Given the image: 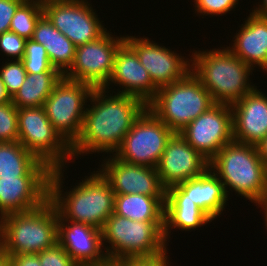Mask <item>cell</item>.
Instances as JSON below:
<instances>
[{"instance_id": "6da1fadb", "label": "cell", "mask_w": 267, "mask_h": 266, "mask_svg": "<svg viewBox=\"0 0 267 266\" xmlns=\"http://www.w3.org/2000/svg\"><path fill=\"white\" fill-rule=\"evenodd\" d=\"M109 92L104 88L93 89L88 99L92 106L86 108L81 134L71 146L73 159L96 152L114 154L147 108L137 97Z\"/></svg>"}, {"instance_id": "7a4b0ae2", "label": "cell", "mask_w": 267, "mask_h": 266, "mask_svg": "<svg viewBox=\"0 0 267 266\" xmlns=\"http://www.w3.org/2000/svg\"><path fill=\"white\" fill-rule=\"evenodd\" d=\"M62 170L65 171L63 168L52 169L49 179L48 200L56 208L58 218L102 230L107 218L114 213L115 193L109 183L98 171H93L70 191L64 192Z\"/></svg>"}, {"instance_id": "3957f363", "label": "cell", "mask_w": 267, "mask_h": 266, "mask_svg": "<svg viewBox=\"0 0 267 266\" xmlns=\"http://www.w3.org/2000/svg\"><path fill=\"white\" fill-rule=\"evenodd\" d=\"M221 48L194 50L190 56L191 72L215 103L231 106L257 87L249 81L255 69L234 55L228 47Z\"/></svg>"}, {"instance_id": "277c9868", "label": "cell", "mask_w": 267, "mask_h": 266, "mask_svg": "<svg viewBox=\"0 0 267 266\" xmlns=\"http://www.w3.org/2000/svg\"><path fill=\"white\" fill-rule=\"evenodd\" d=\"M209 168L224 184L228 197L231 190L256 204L267 191V166L256 145L232 140L209 161Z\"/></svg>"}, {"instance_id": "5b68a950", "label": "cell", "mask_w": 267, "mask_h": 266, "mask_svg": "<svg viewBox=\"0 0 267 266\" xmlns=\"http://www.w3.org/2000/svg\"><path fill=\"white\" fill-rule=\"evenodd\" d=\"M102 239L111 263L168 254L164 238V221H134L113 213L104 224Z\"/></svg>"}, {"instance_id": "8992f818", "label": "cell", "mask_w": 267, "mask_h": 266, "mask_svg": "<svg viewBox=\"0 0 267 266\" xmlns=\"http://www.w3.org/2000/svg\"><path fill=\"white\" fill-rule=\"evenodd\" d=\"M2 253L38 254L58 242V213L48 200L41 207L0 218Z\"/></svg>"}, {"instance_id": "52a82bcc", "label": "cell", "mask_w": 267, "mask_h": 266, "mask_svg": "<svg viewBox=\"0 0 267 266\" xmlns=\"http://www.w3.org/2000/svg\"><path fill=\"white\" fill-rule=\"evenodd\" d=\"M216 103L190 71L183 79L157 90L147 107L174 133H179Z\"/></svg>"}, {"instance_id": "ba28073f", "label": "cell", "mask_w": 267, "mask_h": 266, "mask_svg": "<svg viewBox=\"0 0 267 266\" xmlns=\"http://www.w3.org/2000/svg\"><path fill=\"white\" fill-rule=\"evenodd\" d=\"M94 87L64 76L44 102L43 108L50 123L71 147L79 138L83 126L87 99Z\"/></svg>"}, {"instance_id": "9c48e42d", "label": "cell", "mask_w": 267, "mask_h": 266, "mask_svg": "<svg viewBox=\"0 0 267 266\" xmlns=\"http://www.w3.org/2000/svg\"><path fill=\"white\" fill-rule=\"evenodd\" d=\"M19 140L51 169L64 168L73 160L71 147L55 131L43 107L18 109Z\"/></svg>"}, {"instance_id": "30bf717a", "label": "cell", "mask_w": 267, "mask_h": 266, "mask_svg": "<svg viewBox=\"0 0 267 266\" xmlns=\"http://www.w3.org/2000/svg\"><path fill=\"white\" fill-rule=\"evenodd\" d=\"M175 133L148 107L133 123L114 155L129 164L157 167Z\"/></svg>"}, {"instance_id": "8fae6325", "label": "cell", "mask_w": 267, "mask_h": 266, "mask_svg": "<svg viewBox=\"0 0 267 266\" xmlns=\"http://www.w3.org/2000/svg\"><path fill=\"white\" fill-rule=\"evenodd\" d=\"M106 31L100 38L76 46L73 65L64 74L70 80L87 83L94 88H103L109 81L118 48L125 37Z\"/></svg>"}, {"instance_id": "7c38bea8", "label": "cell", "mask_w": 267, "mask_h": 266, "mask_svg": "<svg viewBox=\"0 0 267 266\" xmlns=\"http://www.w3.org/2000/svg\"><path fill=\"white\" fill-rule=\"evenodd\" d=\"M87 0H43V12L75 46L100 38L106 31Z\"/></svg>"}, {"instance_id": "4fadbf2b", "label": "cell", "mask_w": 267, "mask_h": 266, "mask_svg": "<svg viewBox=\"0 0 267 266\" xmlns=\"http://www.w3.org/2000/svg\"><path fill=\"white\" fill-rule=\"evenodd\" d=\"M179 134L208 161L233 140L232 109L216 103L183 128Z\"/></svg>"}, {"instance_id": "5bb4252c", "label": "cell", "mask_w": 267, "mask_h": 266, "mask_svg": "<svg viewBox=\"0 0 267 266\" xmlns=\"http://www.w3.org/2000/svg\"><path fill=\"white\" fill-rule=\"evenodd\" d=\"M125 42L136 52L158 89L183 79L191 71V59L149 38L127 35Z\"/></svg>"}, {"instance_id": "9a60e30c", "label": "cell", "mask_w": 267, "mask_h": 266, "mask_svg": "<svg viewBox=\"0 0 267 266\" xmlns=\"http://www.w3.org/2000/svg\"><path fill=\"white\" fill-rule=\"evenodd\" d=\"M106 158L98 172L109 183L115 194L166 196V188L160 181L156 167L129 164L114 154L107 155Z\"/></svg>"}, {"instance_id": "2e32d148", "label": "cell", "mask_w": 267, "mask_h": 266, "mask_svg": "<svg viewBox=\"0 0 267 266\" xmlns=\"http://www.w3.org/2000/svg\"><path fill=\"white\" fill-rule=\"evenodd\" d=\"M156 168L162 185L167 189L203 174L209 168V161L179 133H175Z\"/></svg>"}, {"instance_id": "e0dca14e", "label": "cell", "mask_w": 267, "mask_h": 266, "mask_svg": "<svg viewBox=\"0 0 267 266\" xmlns=\"http://www.w3.org/2000/svg\"><path fill=\"white\" fill-rule=\"evenodd\" d=\"M58 243L79 266H110L103 249L102 230L58 218Z\"/></svg>"}, {"instance_id": "ac0fdd59", "label": "cell", "mask_w": 267, "mask_h": 266, "mask_svg": "<svg viewBox=\"0 0 267 266\" xmlns=\"http://www.w3.org/2000/svg\"><path fill=\"white\" fill-rule=\"evenodd\" d=\"M228 199L224 184L208 168L198 177L167 188L165 201H193L212 220H215L225 210Z\"/></svg>"}, {"instance_id": "d6986e66", "label": "cell", "mask_w": 267, "mask_h": 266, "mask_svg": "<svg viewBox=\"0 0 267 266\" xmlns=\"http://www.w3.org/2000/svg\"><path fill=\"white\" fill-rule=\"evenodd\" d=\"M113 84L122 88L117 89V93L137 97L146 105L154 99L158 90L138 55L126 42L118 48L112 75L103 88L112 89L109 86Z\"/></svg>"}, {"instance_id": "ffe728a7", "label": "cell", "mask_w": 267, "mask_h": 266, "mask_svg": "<svg viewBox=\"0 0 267 266\" xmlns=\"http://www.w3.org/2000/svg\"><path fill=\"white\" fill-rule=\"evenodd\" d=\"M50 177H0V218L41 207L49 198Z\"/></svg>"}, {"instance_id": "44dd1931", "label": "cell", "mask_w": 267, "mask_h": 266, "mask_svg": "<svg viewBox=\"0 0 267 266\" xmlns=\"http://www.w3.org/2000/svg\"><path fill=\"white\" fill-rule=\"evenodd\" d=\"M257 87L231 105L233 140L257 145L267 136V95Z\"/></svg>"}, {"instance_id": "7402d4cb", "label": "cell", "mask_w": 267, "mask_h": 266, "mask_svg": "<svg viewBox=\"0 0 267 266\" xmlns=\"http://www.w3.org/2000/svg\"><path fill=\"white\" fill-rule=\"evenodd\" d=\"M228 49L254 69L267 65V19L250 12ZM231 47V48H230Z\"/></svg>"}, {"instance_id": "603a6c76", "label": "cell", "mask_w": 267, "mask_h": 266, "mask_svg": "<svg viewBox=\"0 0 267 266\" xmlns=\"http://www.w3.org/2000/svg\"><path fill=\"white\" fill-rule=\"evenodd\" d=\"M52 169L19 142H0V177H50Z\"/></svg>"}, {"instance_id": "cb8c5ba5", "label": "cell", "mask_w": 267, "mask_h": 266, "mask_svg": "<svg viewBox=\"0 0 267 266\" xmlns=\"http://www.w3.org/2000/svg\"><path fill=\"white\" fill-rule=\"evenodd\" d=\"M32 39L45 47L51 65L63 75L73 65L76 46L45 15L38 20Z\"/></svg>"}, {"instance_id": "d4e9b609", "label": "cell", "mask_w": 267, "mask_h": 266, "mask_svg": "<svg viewBox=\"0 0 267 266\" xmlns=\"http://www.w3.org/2000/svg\"><path fill=\"white\" fill-rule=\"evenodd\" d=\"M166 196L115 194L114 213L134 221H164Z\"/></svg>"}, {"instance_id": "484cf974", "label": "cell", "mask_w": 267, "mask_h": 266, "mask_svg": "<svg viewBox=\"0 0 267 266\" xmlns=\"http://www.w3.org/2000/svg\"><path fill=\"white\" fill-rule=\"evenodd\" d=\"M212 221L193 201H165L164 238L167 244L172 229L192 231Z\"/></svg>"}, {"instance_id": "4316f807", "label": "cell", "mask_w": 267, "mask_h": 266, "mask_svg": "<svg viewBox=\"0 0 267 266\" xmlns=\"http://www.w3.org/2000/svg\"><path fill=\"white\" fill-rule=\"evenodd\" d=\"M64 75L61 72L27 73L20 89L11 98L18 108L43 107L56 84Z\"/></svg>"}, {"instance_id": "83f0119b", "label": "cell", "mask_w": 267, "mask_h": 266, "mask_svg": "<svg viewBox=\"0 0 267 266\" xmlns=\"http://www.w3.org/2000/svg\"><path fill=\"white\" fill-rule=\"evenodd\" d=\"M43 15V0H25L12 17L9 31L26 40L32 39L36 24Z\"/></svg>"}, {"instance_id": "f1b7e54d", "label": "cell", "mask_w": 267, "mask_h": 266, "mask_svg": "<svg viewBox=\"0 0 267 266\" xmlns=\"http://www.w3.org/2000/svg\"><path fill=\"white\" fill-rule=\"evenodd\" d=\"M21 60L29 74L60 72L51 65L45 47L33 39L26 40L25 54Z\"/></svg>"}, {"instance_id": "f546056e", "label": "cell", "mask_w": 267, "mask_h": 266, "mask_svg": "<svg viewBox=\"0 0 267 266\" xmlns=\"http://www.w3.org/2000/svg\"><path fill=\"white\" fill-rule=\"evenodd\" d=\"M7 60L9 62L3 63L0 68V76L12 98L25 81L27 72L22 60H10L9 58Z\"/></svg>"}, {"instance_id": "4dcf8cb0", "label": "cell", "mask_w": 267, "mask_h": 266, "mask_svg": "<svg viewBox=\"0 0 267 266\" xmlns=\"http://www.w3.org/2000/svg\"><path fill=\"white\" fill-rule=\"evenodd\" d=\"M18 108L12 103L0 104V142H18Z\"/></svg>"}, {"instance_id": "1f68e13d", "label": "cell", "mask_w": 267, "mask_h": 266, "mask_svg": "<svg viewBox=\"0 0 267 266\" xmlns=\"http://www.w3.org/2000/svg\"><path fill=\"white\" fill-rule=\"evenodd\" d=\"M194 10L199 16H222L232 11L239 0H194Z\"/></svg>"}, {"instance_id": "d6a6232c", "label": "cell", "mask_w": 267, "mask_h": 266, "mask_svg": "<svg viewBox=\"0 0 267 266\" xmlns=\"http://www.w3.org/2000/svg\"><path fill=\"white\" fill-rule=\"evenodd\" d=\"M37 255L41 266H79L58 242Z\"/></svg>"}, {"instance_id": "836d02e7", "label": "cell", "mask_w": 267, "mask_h": 266, "mask_svg": "<svg viewBox=\"0 0 267 266\" xmlns=\"http://www.w3.org/2000/svg\"><path fill=\"white\" fill-rule=\"evenodd\" d=\"M26 39L14 32L7 31L0 35V51L12 60H21L25 54Z\"/></svg>"}, {"instance_id": "e575fe53", "label": "cell", "mask_w": 267, "mask_h": 266, "mask_svg": "<svg viewBox=\"0 0 267 266\" xmlns=\"http://www.w3.org/2000/svg\"><path fill=\"white\" fill-rule=\"evenodd\" d=\"M25 0H0V35L10 30L12 17Z\"/></svg>"}, {"instance_id": "d590c367", "label": "cell", "mask_w": 267, "mask_h": 266, "mask_svg": "<svg viewBox=\"0 0 267 266\" xmlns=\"http://www.w3.org/2000/svg\"><path fill=\"white\" fill-rule=\"evenodd\" d=\"M168 255L148 259H126L110 263V266H171Z\"/></svg>"}, {"instance_id": "8d00e7d4", "label": "cell", "mask_w": 267, "mask_h": 266, "mask_svg": "<svg viewBox=\"0 0 267 266\" xmlns=\"http://www.w3.org/2000/svg\"><path fill=\"white\" fill-rule=\"evenodd\" d=\"M12 266H41L37 254H18L10 256Z\"/></svg>"}, {"instance_id": "74e56055", "label": "cell", "mask_w": 267, "mask_h": 266, "mask_svg": "<svg viewBox=\"0 0 267 266\" xmlns=\"http://www.w3.org/2000/svg\"><path fill=\"white\" fill-rule=\"evenodd\" d=\"M256 146H257L260 158L267 166V136L263 138Z\"/></svg>"}, {"instance_id": "f35d334b", "label": "cell", "mask_w": 267, "mask_h": 266, "mask_svg": "<svg viewBox=\"0 0 267 266\" xmlns=\"http://www.w3.org/2000/svg\"><path fill=\"white\" fill-rule=\"evenodd\" d=\"M257 6L253 7L252 13L267 19V0H261V4L258 2Z\"/></svg>"}, {"instance_id": "ab89813d", "label": "cell", "mask_w": 267, "mask_h": 266, "mask_svg": "<svg viewBox=\"0 0 267 266\" xmlns=\"http://www.w3.org/2000/svg\"><path fill=\"white\" fill-rule=\"evenodd\" d=\"M258 208H261V211L264 210V223L267 227V191L263 194V196L260 198V200L255 204ZM267 229V228H266Z\"/></svg>"}, {"instance_id": "60d3db41", "label": "cell", "mask_w": 267, "mask_h": 266, "mask_svg": "<svg viewBox=\"0 0 267 266\" xmlns=\"http://www.w3.org/2000/svg\"><path fill=\"white\" fill-rule=\"evenodd\" d=\"M11 102V97L8 94L6 87L0 76V104H5Z\"/></svg>"}, {"instance_id": "b9f144b4", "label": "cell", "mask_w": 267, "mask_h": 266, "mask_svg": "<svg viewBox=\"0 0 267 266\" xmlns=\"http://www.w3.org/2000/svg\"><path fill=\"white\" fill-rule=\"evenodd\" d=\"M0 266H12L11 258L4 253L0 254Z\"/></svg>"}, {"instance_id": "7bdbcfd3", "label": "cell", "mask_w": 267, "mask_h": 266, "mask_svg": "<svg viewBox=\"0 0 267 266\" xmlns=\"http://www.w3.org/2000/svg\"><path fill=\"white\" fill-rule=\"evenodd\" d=\"M2 253V245H1V233H0V254Z\"/></svg>"}, {"instance_id": "ee69618b", "label": "cell", "mask_w": 267, "mask_h": 266, "mask_svg": "<svg viewBox=\"0 0 267 266\" xmlns=\"http://www.w3.org/2000/svg\"><path fill=\"white\" fill-rule=\"evenodd\" d=\"M264 71L267 72V65H266V67L263 69V72H264Z\"/></svg>"}]
</instances>
